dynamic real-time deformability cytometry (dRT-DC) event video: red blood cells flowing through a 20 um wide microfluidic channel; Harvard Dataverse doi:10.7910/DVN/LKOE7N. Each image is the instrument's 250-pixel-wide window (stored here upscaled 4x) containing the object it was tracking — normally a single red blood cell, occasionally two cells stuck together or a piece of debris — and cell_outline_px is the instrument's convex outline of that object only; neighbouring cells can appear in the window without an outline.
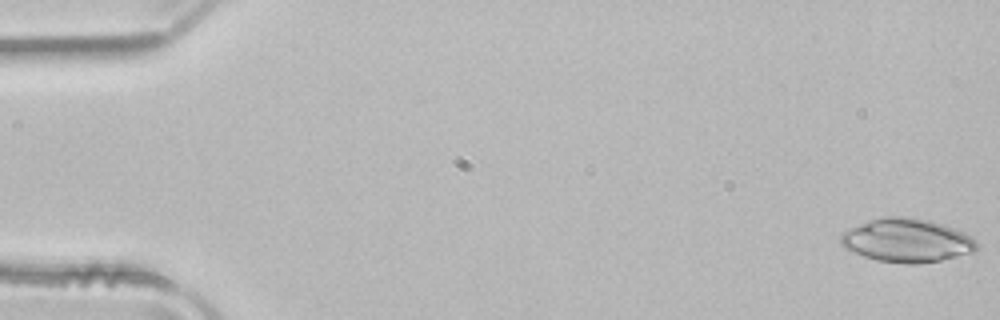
{"species": "common noctule bat (a hibernating species)", "species_latin": "Nyctalus noctula", "temperature_condition": "room temperature", "stored_images_in_passage": 12, "camera_frame_rate_fps": 3000, "um_per_image_px": 0.085, "animal": {"sex": "male", "body_mass_g": 21.5, "forearm_length_mm": 52.0}, "frame": {"image": 1, "passage_image": 1, "time_ms": 0.0, "image_size_px": [1000, 320], "cell_outline_px": [[976, 252], [940, 260], [920, 264], [904, 264], [876, 260], [864, 256], [844, 248], [840, 244], [840, 232], [868, 220], [884, 216], [912, 216], [932, 220], [944, 224], [964, 232], [972, 236], [976, 240]], "centroid_in_image_um": [77.08, 20.42], "position_along_channel_um": 7.9, "area_um2": 35.14}}